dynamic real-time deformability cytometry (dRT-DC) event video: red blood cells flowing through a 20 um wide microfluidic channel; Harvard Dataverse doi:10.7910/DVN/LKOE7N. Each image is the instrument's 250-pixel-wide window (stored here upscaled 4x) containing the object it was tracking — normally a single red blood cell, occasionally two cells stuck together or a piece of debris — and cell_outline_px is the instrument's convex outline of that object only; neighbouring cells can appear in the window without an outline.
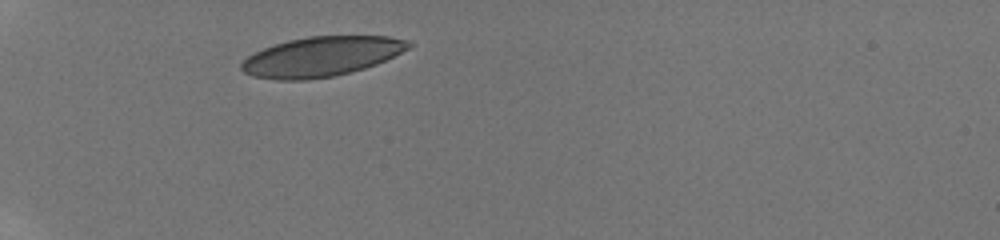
{"species": "human", "species_latin": "Homo sapiens", "temperature_condition": "room temperature", "stored_images_in_passage": 5, "camera_frame_rate_fps": 3000, "um_per_image_px": 0.085, "donor": {"sex": "male"}, "frame": {"image": 1, "passage_image": 1, "time_ms": 0.0, "image_size_px": [1000, 240], "cell_outline_px": [[412, 44], [408, 48], [376, 64], [352, 72], [336, 76], [308, 80], [276, 80], [252, 76], [244, 72], [240, 68], [240, 64], [248, 56], [264, 48], [288, 40], [308, 36], [388, 36], [404, 40]], "centroid_in_image_um": [27.27, 4.82], "position_along_channel_um": 57.7, "area_um2": 38.49}}
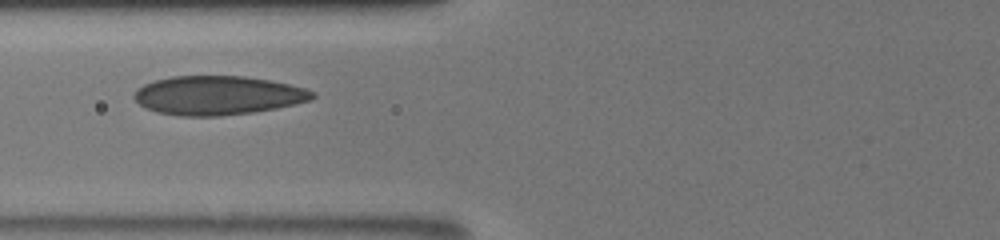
{"frame": {"image": 2, "passage_image": 3, "time_ms": 2.0, "image_size_px": [1000, 240], "cell_outline_px": [[316, 96], [308, 100], [276, 108], [252, 112], [220, 116], [180, 116], [156, 112], [144, 108], [132, 96], [144, 84], [156, 80], [172, 76], [244, 76], [268, 80], [288, 84], [304, 88], [316, 92]], "centroid_in_image_um": [18.49, 8.11], "position_along_channel_um": 107.3, "area_um2": 40.23}}
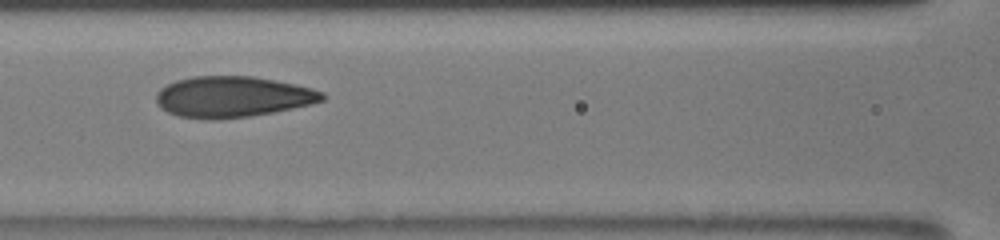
{"frame": {"image": 3, "passage_image": 4, "time_ms": 3.0, "image_size_px": [1000, 240], "cell_outline_px": [[324, 100], [312, 104], [252, 116], [220, 120], [204, 120], [180, 116], [168, 112], [160, 108], [156, 100], [156, 92], [160, 88], [176, 80], [196, 76], [252, 76], [312, 88], [324, 92]], "centroid_in_image_um": [19.74, 8.24], "position_along_channel_um": 146.9, "area_um2": 39.71}}